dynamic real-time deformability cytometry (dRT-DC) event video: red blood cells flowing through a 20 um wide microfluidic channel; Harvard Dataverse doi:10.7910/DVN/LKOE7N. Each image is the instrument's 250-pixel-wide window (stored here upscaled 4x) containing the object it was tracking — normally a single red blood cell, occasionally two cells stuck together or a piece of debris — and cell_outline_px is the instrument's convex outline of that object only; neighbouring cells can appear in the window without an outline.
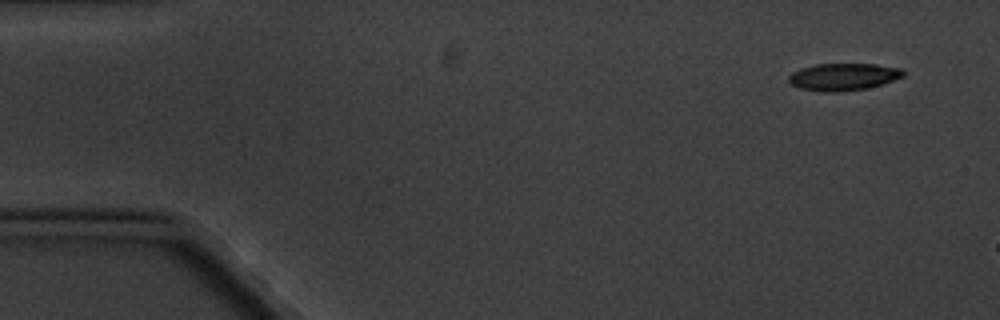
{"species": "common noctule bat (a hibernating species)", "species_latin": "Nyctalus noctula", "temperature_condition": "cold", "stored_images_in_passage": 3, "camera_frame_rate_fps": 3000, "um_per_image_px": 0.085, "animal": {"sex": "male", "body_mass_g": 20.1, "forearm_length_mm": 53.5}, "frame": {"image": 1, "passage_image": 1, "time_ms": 0.0, "image_size_px": [1000, 320], "cell_outline_px": [[904, 76], [880, 84], [864, 88], [840, 92], [828, 92], [800, 88], [792, 84], [788, 80], [788, 76], [792, 72], [800, 68], [816, 64], [876, 64], [900, 68], [904, 72]], "centroid_in_image_um": [71.65, 6.52], "position_along_channel_um": 13.3, "area_um2": 17.92}}